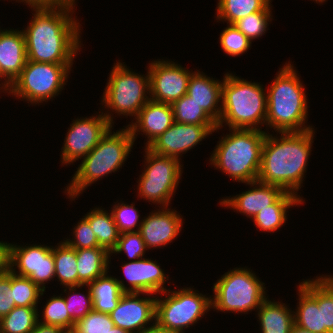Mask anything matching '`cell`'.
Returning <instances> with one entry per match:
<instances>
[{
  "mask_svg": "<svg viewBox=\"0 0 333 333\" xmlns=\"http://www.w3.org/2000/svg\"><path fill=\"white\" fill-rule=\"evenodd\" d=\"M75 8H33L35 13L23 31L27 60L73 64L81 49L80 23Z\"/></svg>",
  "mask_w": 333,
  "mask_h": 333,
  "instance_id": "obj_1",
  "label": "cell"
},
{
  "mask_svg": "<svg viewBox=\"0 0 333 333\" xmlns=\"http://www.w3.org/2000/svg\"><path fill=\"white\" fill-rule=\"evenodd\" d=\"M315 130L266 133L258 181L277 185L297 196L304 181Z\"/></svg>",
  "mask_w": 333,
  "mask_h": 333,
  "instance_id": "obj_2",
  "label": "cell"
},
{
  "mask_svg": "<svg viewBox=\"0 0 333 333\" xmlns=\"http://www.w3.org/2000/svg\"><path fill=\"white\" fill-rule=\"evenodd\" d=\"M267 95V128L275 132H302L313 129L308 119L307 95L294 65L288 61L279 69Z\"/></svg>",
  "mask_w": 333,
  "mask_h": 333,
  "instance_id": "obj_3",
  "label": "cell"
},
{
  "mask_svg": "<svg viewBox=\"0 0 333 333\" xmlns=\"http://www.w3.org/2000/svg\"><path fill=\"white\" fill-rule=\"evenodd\" d=\"M213 150L210 163L234 181L249 183L258 179L266 131L230 128Z\"/></svg>",
  "mask_w": 333,
  "mask_h": 333,
  "instance_id": "obj_4",
  "label": "cell"
},
{
  "mask_svg": "<svg viewBox=\"0 0 333 333\" xmlns=\"http://www.w3.org/2000/svg\"><path fill=\"white\" fill-rule=\"evenodd\" d=\"M266 89L258 82H248L232 73H226L222 85V109L217 128L227 125L230 128L262 130L266 125ZM260 127V128H259Z\"/></svg>",
  "mask_w": 333,
  "mask_h": 333,
  "instance_id": "obj_5",
  "label": "cell"
},
{
  "mask_svg": "<svg viewBox=\"0 0 333 333\" xmlns=\"http://www.w3.org/2000/svg\"><path fill=\"white\" fill-rule=\"evenodd\" d=\"M112 129L111 127L97 146L83 158L69 185L65 187V193L71 201L98 179L117 172L129 156L134 145L130 129L126 126L113 133Z\"/></svg>",
  "mask_w": 333,
  "mask_h": 333,
  "instance_id": "obj_6",
  "label": "cell"
},
{
  "mask_svg": "<svg viewBox=\"0 0 333 333\" xmlns=\"http://www.w3.org/2000/svg\"><path fill=\"white\" fill-rule=\"evenodd\" d=\"M108 78L101 100V104H105L103 107L108 109L107 113L102 112L108 122L113 126L114 112L119 116L136 118L139 111L151 99L147 96L150 95L149 72L147 71L146 76L140 75L119 61L113 65Z\"/></svg>",
  "mask_w": 333,
  "mask_h": 333,
  "instance_id": "obj_7",
  "label": "cell"
},
{
  "mask_svg": "<svg viewBox=\"0 0 333 333\" xmlns=\"http://www.w3.org/2000/svg\"><path fill=\"white\" fill-rule=\"evenodd\" d=\"M252 270L237 267L225 272L213 285L214 297L211 307L225 313H248L259 309L267 298L265 283Z\"/></svg>",
  "mask_w": 333,
  "mask_h": 333,
  "instance_id": "obj_8",
  "label": "cell"
},
{
  "mask_svg": "<svg viewBox=\"0 0 333 333\" xmlns=\"http://www.w3.org/2000/svg\"><path fill=\"white\" fill-rule=\"evenodd\" d=\"M73 64L27 60L21 74L8 87V94L28 103H43L58 96L67 84Z\"/></svg>",
  "mask_w": 333,
  "mask_h": 333,
  "instance_id": "obj_9",
  "label": "cell"
},
{
  "mask_svg": "<svg viewBox=\"0 0 333 333\" xmlns=\"http://www.w3.org/2000/svg\"><path fill=\"white\" fill-rule=\"evenodd\" d=\"M169 289L160 293L167 297L162 299L156 296L155 323L166 332L184 333L212 309L211 296L209 298L191 287L178 291Z\"/></svg>",
  "mask_w": 333,
  "mask_h": 333,
  "instance_id": "obj_10",
  "label": "cell"
},
{
  "mask_svg": "<svg viewBox=\"0 0 333 333\" xmlns=\"http://www.w3.org/2000/svg\"><path fill=\"white\" fill-rule=\"evenodd\" d=\"M145 164L138 182V195L158 207H168L179 185L183 165L179 159L153 153L145 147Z\"/></svg>",
  "mask_w": 333,
  "mask_h": 333,
  "instance_id": "obj_11",
  "label": "cell"
},
{
  "mask_svg": "<svg viewBox=\"0 0 333 333\" xmlns=\"http://www.w3.org/2000/svg\"><path fill=\"white\" fill-rule=\"evenodd\" d=\"M8 268L19 276L28 277L42 290H46L45 284L55 277L53 246H20L8 243Z\"/></svg>",
  "mask_w": 333,
  "mask_h": 333,
  "instance_id": "obj_12",
  "label": "cell"
},
{
  "mask_svg": "<svg viewBox=\"0 0 333 333\" xmlns=\"http://www.w3.org/2000/svg\"><path fill=\"white\" fill-rule=\"evenodd\" d=\"M113 127L101 114L96 116H87L84 118L73 119V123L68 128L65 136L64 145L61 149V163H74L87 156L99 143L101 138Z\"/></svg>",
  "mask_w": 333,
  "mask_h": 333,
  "instance_id": "obj_13",
  "label": "cell"
},
{
  "mask_svg": "<svg viewBox=\"0 0 333 333\" xmlns=\"http://www.w3.org/2000/svg\"><path fill=\"white\" fill-rule=\"evenodd\" d=\"M150 98L153 101L172 104L187 94L188 81L194 71L168 60H155L148 66Z\"/></svg>",
  "mask_w": 333,
  "mask_h": 333,
  "instance_id": "obj_14",
  "label": "cell"
},
{
  "mask_svg": "<svg viewBox=\"0 0 333 333\" xmlns=\"http://www.w3.org/2000/svg\"><path fill=\"white\" fill-rule=\"evenodd\" d=\"M140 295L141 293H124L121 296L117 307L109 314L116 327L139 333L155 324L156 297L151 293L142 294L148 297Z\"/></svg>",
  "mask_w": 333,
  "mask_h": 333,
  "instance_id": "obj_15",
  "label": "cell"
},
{
  "mask_svg": "<svg viewBox=\"0 0 333 333\" xmlns=\"http://www.w3.org/2000/svg\"><path fill=\"white\" fill-rule=\"evenodd\" d=\"M217 125L173 124L147 148L153 153L180 160L182 154L215 132ZM182 153V154H181Z\"/></svg>",
  "mask_w": 333,
  "mask_h": 333,
  "instance_id": "obj_16",
  "label": "cell"
},
{
  "mask_svg": "<svg viewBox=\"0 0 333 333\" xmlns=\"http://www.w3.org/2000/svg\"><path fill=\"white\" fill-rule=\"evenodd\" d=\"M183 218L174 209L167 207H159L152 211L139 228V233L144 240L147 249L161 248V246L172 243L179 235L183 227Z\"/></svg>",
  "mask_w": 333,
  "mask_h": 333,
  "instance_id": "obj_17",
  "label": "cell"
},
{
  "mask_svg": "<svg viewBox=\"0 0 333 333\" xmlns=\"http://www.w3.org/2000/svg\"><path fill=\"white\" fill-rule=\"evenodd\" d=\"M27 61L25 37L22 30H5L0 34V84L3 91L21 74Z\"/></svg>",
  "mask_w": 333,
  "mask_h": 333,
  "instance_id": "obj_18",
  "label": "cell"
},
{
  "mask_svg": "<svg viewBox=\"0 0 333 333\" xmlns=\"http://www.w3.org/2000/svg\"><path fill=\"white\" fill-rule=\"evenodd\" d=\"M123 275L130 284L127 293H151L160 294L167 290L164 286L169 276L165 275L163 269L151 259L145 257L123 263ZM165 287V288H164Z\"/></svg>",
  "mask_w": 333,
  "mask_h": 333,
  "instance_id": "obj_19",
  "label": "cell"
},
{
  "mask_svg": "<svg viewBox=\"0 0 333 333\" xmlns=\"http://www.w3.org/2000/svg\"><path fill=\"white\" fill-rule=\"evenodd\" d=\"M247 185H250V190L231 198H223L219 202L220 205L232 208L252 219L261 210L269 208L285 192L277 185L262 183L258 180L249 182Z\"/></svg>",
  "mask_w": 333,
  "mask_h": 333,
  "instance_id": "obj_20",
  "label": "cell"
},
{
  "mask_svg": "<svg viewBox=\"0 0 333 333\" xmlns=\"http://www.w3.org/2000/svg\"><path fill=\"white\" fill-rule=\"evenodd\" d=\"M135 122L127 125L130 129L133 140L138 132H143L147 137L145 147H148L154 140L162 135L174 122L171 104L149 100L139 111ZM137 134V135H136Z\"/></svg>",
  "mask_w": 333,
  "mask_h": 333,
  "instance_id": "obj_21",
  "label": "cell"
},
{
  "mask_svg": "<svg viewBox=\"0 0 333 333\" xmlns=\"http://www.w3.org/2000/svg\"><path fill=\"white\" fill-rule=\"evenodd\" d=\"M223 80L210 78L204 72L194 71L188 81L187 95L218 124L222 109ZM220 102V103H219Z\"/></svg>",
  "mask_w": 333,
  "mask_h": 333,
  "instance_id": "obj_22",
  "label": "cell"
},
{
  "mask_svg": "<svg viewBox=\"0 0 333 333\" xmlns=\"http://www.w3.org/2000/svg\"><path fill=\"white\" fill-rule=\"evenodd\" d=\"M297 309L294 324L312 333H321L320 310L317 305V277L301 282L298 286Z\"/></svg>",
  "mask_w": 333,
  "mask_h": 333,
  "instance_id": "obj_23",
  "label": "cell"
},
{
  "mask_svg": "<svg viewBox=\"0 0 333 333\" xmlns=\"http://www.w3.org/2000/svg\"><path fill=\"white\" fill-rule=\"evenodd\" d=\"M104 274L89 284L93 299V310L110 314L116 307L127 286L124 281Z\"/></svg>",
  "mask_w": 333,
  "mask_h": 333,
  "instance_id": "obj_24",
  "label": "cell"
},
{
  "mask_svg": "<svg viewBox=\"0 0 333 333\" xmlns=\"http://www.w3.org/2000/svg\"><path fill=\"white\" fill-rule=\"evenodd\" d=\"M78 286L89 285L109 272L110 253L102 247L76 249Z\"/></svg>",
  "mask_w": 333,
  "mask_h": 333,
  "instance_id": "obj_25",
  "label": "cell"
},
{
  "mask_svg": "<svg viewBox=\"0 0 333 333\" xmlns=\"http://www.w3.org/2000/svg\"><path fill=\"white\" fill-rule=\"evenodd\" d=\"M257 311L261 333H290L294 325V311L285 303L267 298Z\"/></svg>",
  "mask_w": 333,
  "mask_h": 333,
  "instance_id": "obj_26",
  "label": "cell"
},
{
  "mask_svg": "<svg viewBox=\"0 0 333 333\" xmlns=\"http://www.w3.org/2000/svg\"><path fill=\"white\" fill-rule=\"evenodd\" d=\"M302 196L285 191L269 208L261 210L253 217L255 226L261 231L275 232L287 221V210L304 203Z\"/></svg>",
  "mask_w": 333,
  "mask_h": 333,
  "instance_id": "obj_27",
  "label": "cell"
},
{
  "mask_svg": "<svg viewBox=\"0 0 333 333\" xmlns=\"http://www.w3.org/2000/svg\"><path fill=\"white\" fill-rule=\"evenodd\" d=\"M83 217L89 222L99 246L112 253L117 246L120 233L111 211L109 213L104 208L96 207Z\"/></svg>",
  "mask_w": 333,
  "mask_h": 333,
  "instance_id": "obj_28",
  "label": "cell"
},
{
  "mask_svg": "<svg viewBox=\"0 0 333 333\" xmlns=\"http://www.w3.org/2000/svg\"><path fill=\"white\" fill-rule=\"evenodd\" d=\"M57 244L58 246L53 247L55 277L64 287L78 286L76 249L70 247L65 241Z\"/></svg>",
  "mask_w": 333,
  "mask_h": 333,
  "instance_id": "obj_29",
  "label": "cell"
},
{
  "mask_svg": "<svg viewBox=\"0 0 333 333\" xmlns=\"http://www.w3.org/2000/svg\"><path fill=\"white\" fill-rule=\"evenodd\" d=\"M272 0H219L217 3V20L234 24L239 19L252 13L262 11Z\"/></svg>",
  "mask_w": 333,
  "mask_h": 333,
  "instance_id": "obj_30",
  "label": "cell"
},
{
  "mask_svg": "<svg viewBox=\"0 0 333 333\" xmlns=\"http://www.w3.org/2000/svg\"><path fill=\"white\" fill-rule=\"evenodd\" d=\"M39 317L38 307L15 306L0 319V333H31Z\"/></svg>",
  "mask_w": 333,
  "mask_h": 333,
  "instance_id": "obj_31",
  "label": "cell"
},
{
  "mask_svg": "<svg viewBox=\"0 0 333 333\" xmlns=\"http://www.w3.org/2000/svg\"><path fill=\"white\" fill-rule=\"evenodd\" d=\"M317 305L321 333H333V275L317 276Z\"/></svg>",
  "mask_w": 333,
  "mask_h": 333,
  "instance_id": "obj_32",
  "label": "cell"
},
{
  "mask_svg": "<svg viewBox=\"0 0 333 333\" xmlns=\"http://www.w3.org/2000/svg\"><path fill=\"white\" fill-rule=\"evenodd\" d=\"M171 107L174 122L194 125H217L187 94L172 103Z\"/></svg>",
  "mask_w": 333,
  "mask_h": 333,
  "instance_id": "obj_33",
  "label": "cell"
},
{
  "mask_svg": "<svg viewBox=\"0 0 333 333\" xmlns=\"http://www.w3.org/2000/svg\"><path fill=\"white\" fill-rule=\"evenodd\" d=\"M11 290L16 306L19 307H38L42 290L28 277L19 276L11 271Z\"/></svg>",
  "mask_w": 333,
  "mask_h": 333,
  "instance_id": "obj_34",
  "label": "cell"
},
{
  "mask_svg": "<svg viewBox=\"0 0 333 333\" xmlns=\"http://www.w3.org/2000/svg\"><path fill=\"white\" fill-rule=\"evenodd\" d=\"M61 295V296H60ZM53 295L43 307V319H38V322L46 325H52L62 328L64 331H71L74 328L75 322L68 314L67 306L62 294Z\"/></svg>",
  "mask_w": 333,
  "mask_h": 333,
  "instance_id": "obj_35",
  "label": "cell"
},
{
  "mask_svg": "<svg viewBox=\"0 0 333 333\" xmlns=\"http://www.w3.org/2000/svg\"><path fill=\"white\" fill-rule=\"evenodd\" d=\"M271 8L270 2L262 11L241 18L233 25L252 42L254 39L262 37L268 30V22L273 19Z\"/></svg>",
  "mask_w": 333,
  "mask_h": 333,
  "instance_id": "obj_36",
  "label": "cell"
},
{
  "mask_svg": "<svg viewBox=\"0 0 333 333\" xmlns=\"http://www.w3.org/2000/svg\"><path fill=\"white\" fill-rule=\"evenodd\" d=\"M87 287V295L80 292H75L77 289H82L81 287ZM64 292L68 294L64 297L68 314L72 320L76 323L83 317H85L90 311L93 310V299L92 293L89 285L80 286H66L64 287ZM68 288V290H67ZM68 292V293H67ZM73 293V294H72Z\"/></svg>",
  "mask_w": 333,
  "mask_h": 333,
  "instance_id": "obj_37",
  "label": "cell"
},
{
  "mask_svg": "<svg viewBox=\"0 0 333 333\" xmlns=\"http://www.w3.org/2000/svg\"><path fill=\"white\" fill-rule=\"evenodd\" d=\"M111 213L119 233L137 232L142 224L139 222V211L135 208L134 203L129 205L123 202H114ZM117 203V204H116ZM136 227V229H135Z\"/></svg>",
  "mask_w": 333,
  "mask_h": 333,
  "instance_id": "obj_38",
  "label": "cell"
},
{
  "mask_svg": "<svg viewBox=\"0 0 333 333\" xmlns=\"http://www.w3.org/2000/svg\"><path fill=\"white\" fill-rule=\"evenodd\" d=\"M219 41L223 51L232 57L247 52L252 44L233 24L227 25L221 32Z\"/></svg>",
  "mask_w": 333,
  "mask_h": 333,
  "instance_id": "obj_39",
  "label": "cell"
},
{
  "mask_svg": "<svg viewBox=\"0 0 333 333\" xmlns=\"http://www.w3.org/2000/svg\"><path fill=\"white\" fill-rule=\"evenodd\" d=\"M115 327L109 314L90 311L74 325V333H109Z\"/></svg>",
  "mask_w": 333,
  "mask_h": 333,
  "instance_id": "obj_40",
  "label": "cell"
},
{
  "mask_svg": "<svg viewBox=\"0 0 333 333\" xmlns=\"http://www.w3.org/2000/svg\"><path fill=\"white\" fill-rule=\"evenodd\" d=\"M147 250L144 240L138 231L125 232L120 234L116 248L110 253V258L113 253L119 254L124 251L128 259L134 261V259L143 258Z\"/></svg>",
  "mask_w": 333,
  "mask_h": 333,
  "instance_id": "obj_41",
  "label": "cell"
},
{
  "mask_svg": "<svg viewBox=\"0 0 333 333\" xmlns=\"http://www.w3.org/2000/svg\"><path fill=\"white\" fill-rule=\"evenodd\" d=\"M73 234L74 239H66L64 241L74 249L100 247L96 235L93 233L89 222L85 218H82L76 224L73 228Z\"/></svg>",
  "mask_w": 333,
  "mask_h": 333,
  "instance_id": "obj_42",
  "label": "cell"
},
{
  "mask_svg": "<svg viewBox=\"0 0 333 333\" xmlns=\"http://www.w3.org/2000/svg\"><path fill=\"white\" fill-rule=\"evenodd\" d=\"M15 306L11 290V270L8 268L4 273L0 274V319L7 315Z\"/></svg>",
  "mask_w": 333,
  "mask_h": 333,
  "instance_id": "obj_43",
  "label": "cell"
},
{
  "mask_svg": "<svg viewBox=\"0 0 333 333\" xmlns=\"http://www.w3.org/2000/svg\"><path fill=\"white\" fill-rule=\"evenodd\" d=\"M8 269V243L0 241V274Z\"/></svg>",
  "mask_w": 333,
  "mask_h": 333,
  "instance_id": "obj_44",
  "label": "cell"
},
{
  "mask_svg": "<svg viewBox=\"0 0 333 333\" xmlns=\"http://www.w3.org/2000/svg\"><path fill=\"white\" fill-rule=\"evenodd\" d=\"M65 331L57 326L46 325L37 322L31 333H64Z\"/></svg>",
  "mask_w": 333,
  "mask_h": 333,
  "instance_id": "obj_45",
  "label": "cell"
},
{
  "mask_svg": "<svg viewBox=\"0 0 333 333\" xmlns=\"http://www.w3.org/2000/svg\"><path fill=\"white\" fill-rule=\"evenodd\" d=\"M139 333H169V332H166L163 328L159 327L155 323L153 326L148 327Z\"/></svg>",
  "mask_w": 333,
  "mask_h": 333,
  "instance_id": "obj_46",
  "label": "cell"
},
{
  "mask_svg": "<svg viewBox=\"0 0 333 333\" xmlns=\"http://www.w3.org/2000/svg\"><path fill=\"white\" fill-rule=\"evenodd\" d=\"M290 333H312V332L302 329L294 324L290 330Z\"/></svg>",
  "mask_w": 333,
  "mask_h": 333,
  "instance_id": "obj_47",
  "label": "cell"
},
{
  "mask_svg": "<svg viewBox=\"0 0 333 333\" xmlns=\"http://www.w3.org/2000/svg\"><path fill=\"white\" fill-rule=\"evenodd\" d=\"M109 333H131V332L115 326Z\"/></svg>",
  "mask_w": 333,
  "mask_h": 333,
  "instance_id": "obj_48",
  "label": "cell"
},
{
  "mask_svg": "<svg viewBox=\"0 0 333 333\" xmlns=\"http://www.w3.org/2000/svg\"><path fill=\"white\" fill-rule=\"evenodd\" d=\"M313 1H316L317 4H318V3H321V4H322V3L325 2L326 0H313Z\"/></svg>",
  "mask_w": 333,
  "mask_h": 333,
  "instance_id": "obj_49",
  "label": "cell"
},
{
  "mask_svg": "<svg viewBox=\"0 0 333 333\" xmlns=\"http://www.w3.org/2000/svg\"><path fill=\"white\" fill-rule=\"evenodd\" d=\"M64 333H74V332L71 330V331H65Z\"/></svg>",
  "mask_w": 333,
  "mask_h": 333,
  "instance_id": "obj_50",
  "label": "cell"
}]
</instances>
